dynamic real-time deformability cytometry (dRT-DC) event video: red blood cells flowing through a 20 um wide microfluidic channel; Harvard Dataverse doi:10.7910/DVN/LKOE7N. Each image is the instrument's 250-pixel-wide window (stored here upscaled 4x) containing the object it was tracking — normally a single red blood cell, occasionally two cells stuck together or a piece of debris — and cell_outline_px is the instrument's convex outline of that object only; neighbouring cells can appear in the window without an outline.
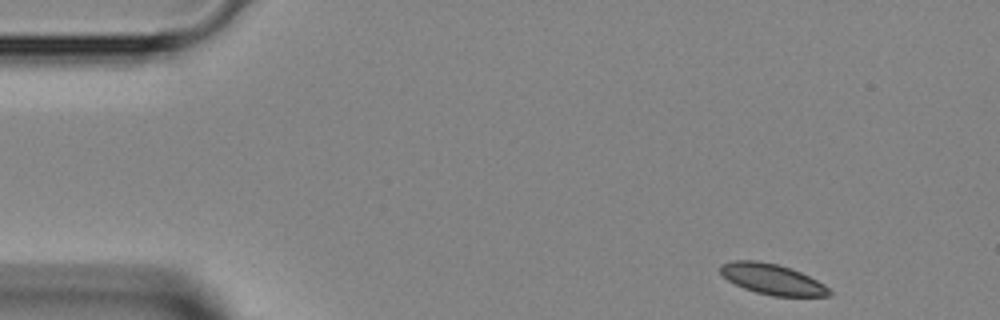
{"species": "Egyptian fruit bat (a non-hibernating species)", "species_latin": "Rousettus aegyptiacus", "temperature_condition": "room temperature", "stored_images_in_passage": 42, "camera_frame_rate_fps": 3000, "um_per_image_px": 0.085, "animal": {"sex": "female"}, "frame": {"image": 1, "passage_image": 1, "time_ms": 0.0, "image_size_px": [1000, 320], "cell_outline_px": [[832, 296], [772, 296], [756, 292], [744, 288], [728, 280], [720, 272], [720, 264], [732, 260], [756, 260], [776, 264], [800, 272], [824, 284], [832, 292]], "centroid_in_image_um": [65.63, 23.73], "position_along_channel_um": 19.4, "area_um2": 19.25}}
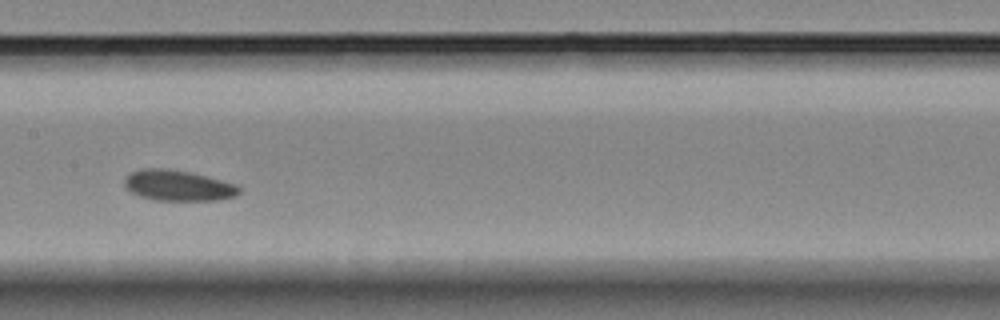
{"frame": {"image": 2, "passage_image": 19, "time_ms": 6.0, "image_size_px": [1000, 320], "cell_outline_px": [[240, 192], [236, 196], [220, 200], [156, 200], [140, 196], [124, 188], [124, 176], [140, 168], [168, 168], [192, 172], [236, 184], [240, 188]], "centroid_in_image_um": [15.12, 15.76], "position_along_channel_um": 192.3, "area_um2": 20.75}}
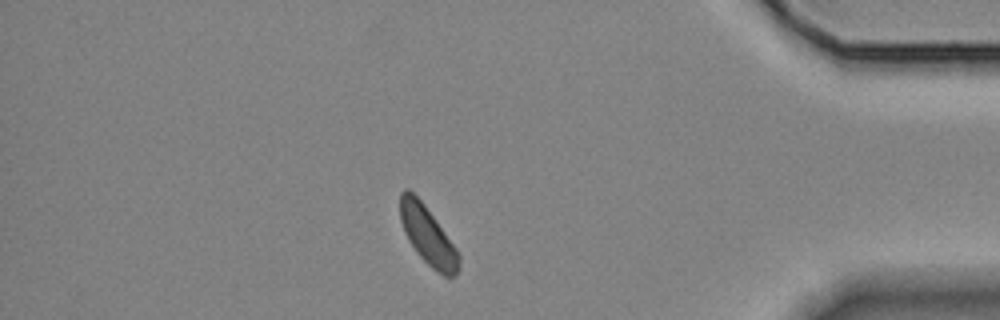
{"frame": {"image": 3, "passage_image": 36, "time_ms": 11.667, "image_size_px": [1000, 320], "cell_outline_px": [[460, 268], [456, 276], [444, 276], [436, 272], [416, 252], [408, 240], [404, 232], [400, 220], [400, 192], [404, 188], [408, 188], [424, 204], [460, 252]], "centroid_in_image_um": [36.38, 20.04], "position_along_channel_um": 398.8, "area_um2": 20.17}}